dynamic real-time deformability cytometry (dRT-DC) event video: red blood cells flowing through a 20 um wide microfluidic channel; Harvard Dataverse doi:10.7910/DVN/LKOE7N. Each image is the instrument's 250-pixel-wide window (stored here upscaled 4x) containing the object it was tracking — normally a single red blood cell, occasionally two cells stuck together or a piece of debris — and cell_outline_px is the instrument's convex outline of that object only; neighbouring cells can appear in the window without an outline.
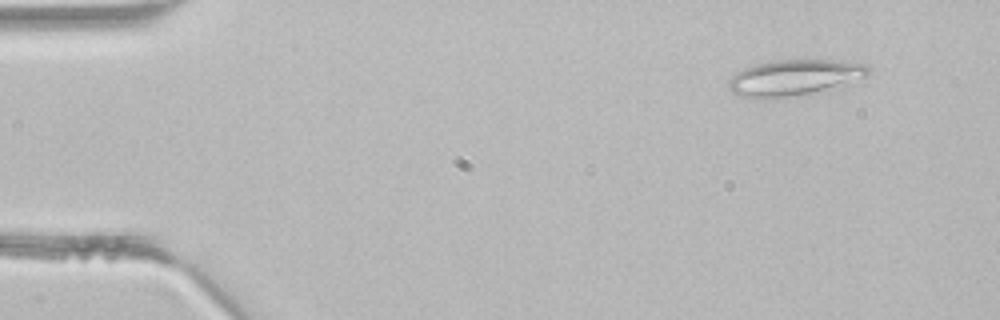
{"species": "common noctule bat (a hibernating species)", "species_latin": "Nyctalus noctula", "temperature_condition": "room temperature", "stored_images_in_passage": 3, "camera_frame_rate_fps": 3000, "um_per_image_px": 0.085, "animal": {"sex": "male", "body_mass_g": 21.5, "forearm_length_mm": 52.0}, "frame": {"image": 1, "passage_image": 1, "time_ms": 0.0, "image_size_px": [1000, 320], "cell_outline_px": [[872, 72], [868, 76], [828, 92], [788, 96], [740, 96], [732, 92], [728, 88], [728, 80], [736, 72], [744, 68], [756, 64], [776, 60], [840, 60], [868, 64]], "centroid_in_image_um": [67.65, 6.58], "position_along_channel_um": 17.3, "area_um2": 29.54}}